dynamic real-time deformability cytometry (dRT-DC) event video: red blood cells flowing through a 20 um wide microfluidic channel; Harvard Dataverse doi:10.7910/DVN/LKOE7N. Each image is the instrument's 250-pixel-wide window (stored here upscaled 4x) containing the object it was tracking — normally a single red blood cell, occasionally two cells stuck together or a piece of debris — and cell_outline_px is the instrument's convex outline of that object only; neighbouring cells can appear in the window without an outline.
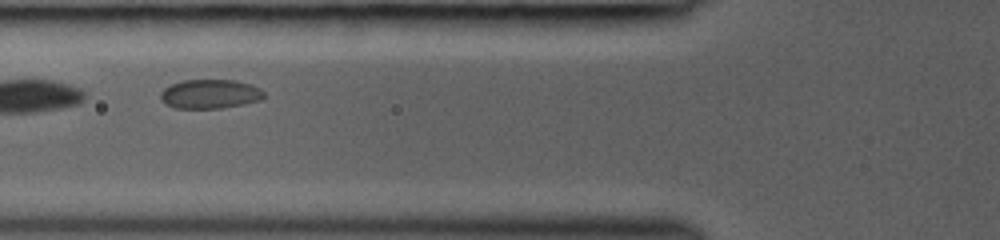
{"species": "common noctule bat (a hibernating species)", "species_latin": "Nyctalus noctula", "temperature_condition": "room temperature", "stored_images_in_passage": 6, "camera_frame_rate_fps": 3000, "um_per_image_px": 0.085, "animal": {"sex": "female", "body_mass_g": 19.0, "forearm_length_mm": 53.3}, "frame": {"image": 1, "passage_image": 3, "time_ms": 1.333, "image_size_px": [1000, 240], "cell_outline_px": [[264, 96], [260, 100], [244, 104], [220, 108], [176, 108], [164, 104], [160, 100], [160, 92], [164, 88], [172, 84], [184, 80], [236, 80], [252, 84], [260, 88], [264, 92]], "centroid_in_image_um": [17.84, 7.99], "position_along_channel_um": 108.0, "area_um2": 17.69}}
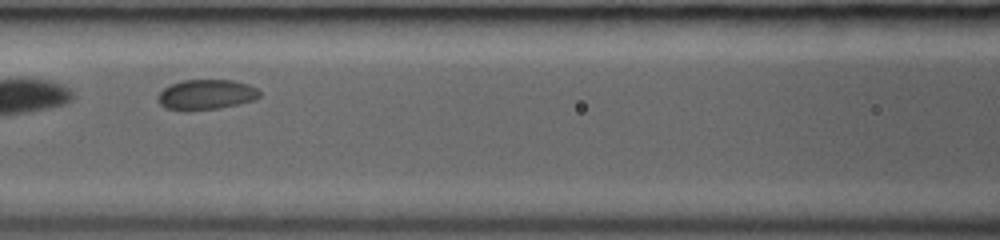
{"frame": {"image": 2, "passage_image": 5, "time_ms": 2.333, "image_size_px": [1000, 240], "cell_outline_px": [[260, 96], [256, 100], [240, 104], [220, 108], [164, 108], [156, 100], [156, 96], [164, 88], [180, 80], [232, 80], [248, 84], [256, 88], [260, 92]], "centroid_in_image_um": [17.56, 8.01], "position_along_channel_um": 149.0, "area_um2": 17.51}}